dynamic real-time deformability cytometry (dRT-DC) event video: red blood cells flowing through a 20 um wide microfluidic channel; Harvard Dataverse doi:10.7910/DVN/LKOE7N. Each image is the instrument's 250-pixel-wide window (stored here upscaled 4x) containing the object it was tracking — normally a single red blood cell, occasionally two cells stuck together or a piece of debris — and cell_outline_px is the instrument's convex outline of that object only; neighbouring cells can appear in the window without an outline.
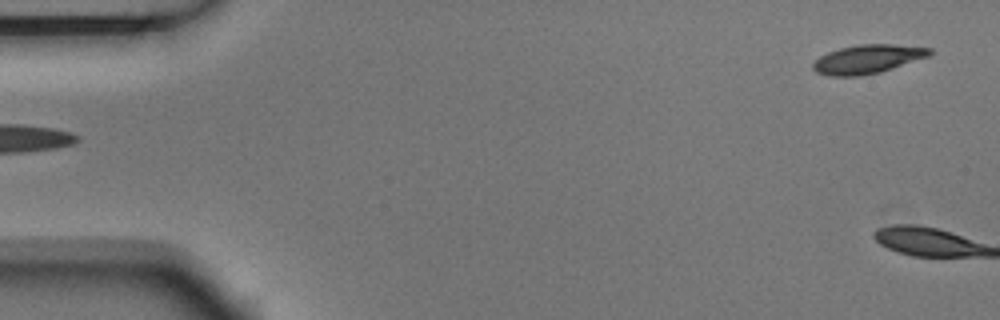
{"species": "Egyptian fruit bat (a non-hibernating species)", "species_latin": "Rousettus aegyptiacus", "temperature_condition": "room temperature", "stored_images_in_passage": 4, "segment_of_instrument_passage": [2, 2], "camera_frame_rate_fps": 3000, "um_per_image_px": 0.085, "animal": {"sex": "male"}, "frame": {"image": 1, "passage_image": 4, "time_ms": 1.0, "image_size_px": [1000, 320], "cell_outline_px": [[932, 52], [928, 56], [880, 72], [860, 76], [828, 76], [816, 72], [812, 68], [812, 64], [820, 56], [828, 52], [840, 48], [856, 44], [892, 44], [932, 48]], "centroid_in_image_um": [73.71, 5.02], "position_along_channel_um": 11.3, "area_um2": 19.48}}